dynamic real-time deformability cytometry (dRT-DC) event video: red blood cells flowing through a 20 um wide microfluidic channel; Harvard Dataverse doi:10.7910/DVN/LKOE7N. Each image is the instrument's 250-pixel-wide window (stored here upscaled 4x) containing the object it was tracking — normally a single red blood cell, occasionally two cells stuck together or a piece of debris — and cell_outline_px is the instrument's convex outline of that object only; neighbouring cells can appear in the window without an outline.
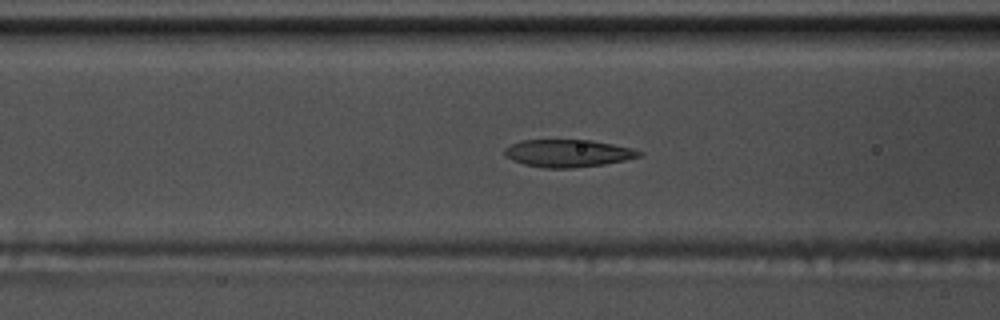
{"species": "common noctule bat (a hibernating species)", "species_latin": "Nyctalus noctula", "temperature_condition": "warm", "stored_images_in_passage": 56, "camera_frame_rate_fps": 3000, "um_per_image_px": 0.085, "animal": {"sex": "male", "body_mass_g": 17.5, "forearm_length_mm": 52.3}, "frame": {"image": 1, "passage_image": 23, "time_ms": 7.333, "image_size_px": [1000, 320], "cell_outline_px": [[644, 152], [640, 156], [624, 160], [604, 164], [572, 168], [544, 168], [524, 164], [512, 160], [504, 156], [504, 148], [520, 140], [592, 140], [632, 148]], "centroid_in_image_um": [48.25, 13.02], "position_along_channel_um": 118.4, "area_um2": 21.56}}
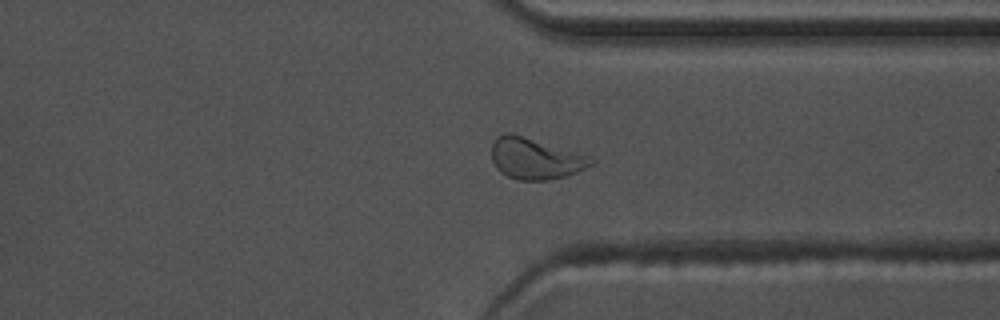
{"frame": {"image": 2, "passage_image": 43, "time_ms": 14.0, "image_size_px": [1000, 320], "cell_outline_px": [[596, 164], [576, 172], [564, 176], [548, 180], [516, 180], [500, 172], [496, 168], [492, 160], [492, 144], [496, 136], [504, 132], [508, 132], [592, 156], [596, 160]], "centroid_in_image_um": [45.52, 13.48], "position_along_channel_um": 365.9, "area_um2": 23.99}}
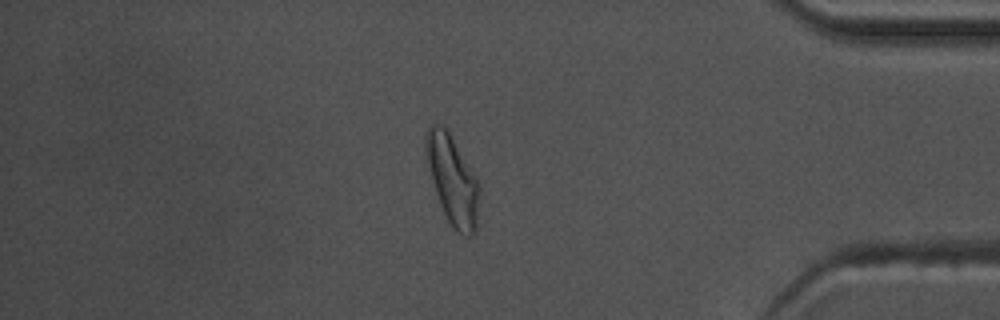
{"frame": {"image": 3, "passage_image": 48, "time_ms": 15.667, "image_size_px": [1000, 320], "cell_outline_px": [[480, 188], [476, 228], [468, 236], [464, 236], [456, 232], [452, 228], [440, 204], [432, 180], [424, 144], [428, 128], [432, 124], [440, 124], [448, 132], [476, 176], [480, 184]], "centroid_in_image_um": [38.48, 15.33], "position_along_channel_um": 396.7, "area_um2": 27.11}, "authors_computed_cell_mechanics": {"area_um2": 22.5709, "velocity_mm_per_s": 3.7215, "shape_relaxation_time_tau1_ms": 5.4909, "shape_relaxation_time_tau2_ms": 2.2392, "deformation_change_tau1": 0.1691, "deformation_change_tau2": 0.0749}}